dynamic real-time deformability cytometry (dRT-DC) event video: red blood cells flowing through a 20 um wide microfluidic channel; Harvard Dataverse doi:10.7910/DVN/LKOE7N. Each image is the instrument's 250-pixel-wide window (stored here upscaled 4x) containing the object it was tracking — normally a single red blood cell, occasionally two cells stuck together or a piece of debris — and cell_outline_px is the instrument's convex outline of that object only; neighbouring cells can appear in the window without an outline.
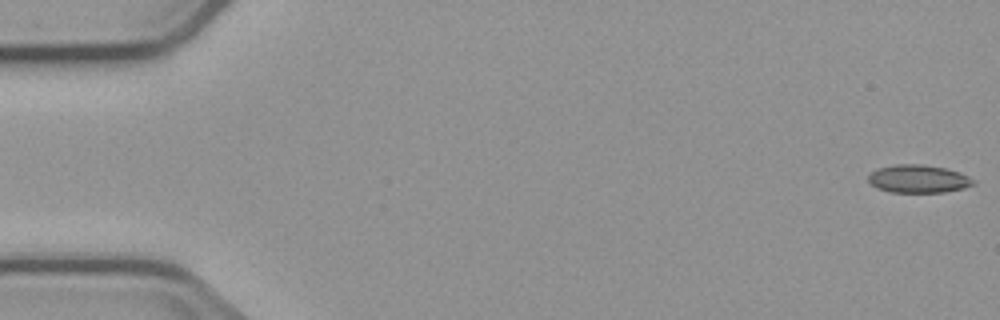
{"species": "common noctule bat (a hibernating species)", "species_latin": "Nyctalus noctula", "temperature_condition": "cold", "stored_images_in_passage": 5, "camera_frame_rate_fps": 3000, "um_per_image_px": 0.085, "animal": {"sex": "male", "body_mass_g": 23.1, "forearm_length_mm": 52.7}, "frame": {"image": 1, "passage_image": 1, "time_ms": 0.0, "image_size_px": [1000, 320], "cell_outline_px": [[976, 184], [964, 188], [944, 192], [892, 192], [880, 188], [872, 184], [868, 180], [868, 176], [876, 168], [896, 164], [924, 164], [944, 168], [960, 172], [976, 180]], "centroid_in_image_um": [78.1, 15.19], "position_along_channel_um": 6.9, "area_um2": 17.11}}
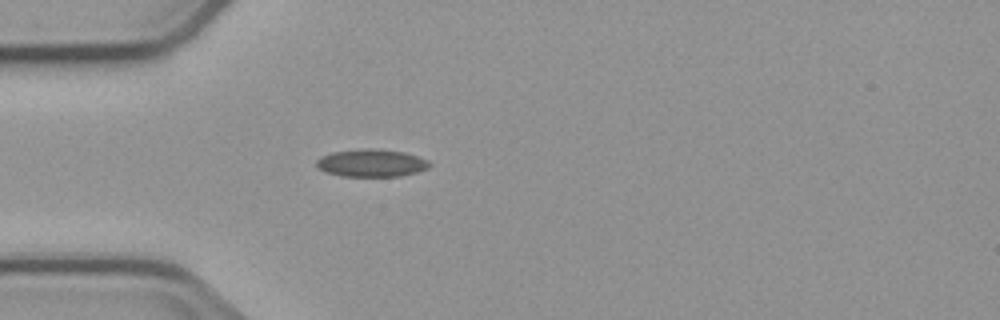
{"frame": {"image": 2, "passage_image": 5, "time_ms": 5.0, "image_size_px": [1000, 320], "cell_outline_px": [[432, 164], [428, 168], [416, 172], [400, 176], [340, 176], [324, 172], [316, 164], [316, 160], [320, 156], [332, 152], [368, 148], [376, 148], [404, 152], [428, 160]], "centroid_in_image_um": [31.56, 13.85], "position_along_channel_um": 53.4, "area_um2": 18.21}}